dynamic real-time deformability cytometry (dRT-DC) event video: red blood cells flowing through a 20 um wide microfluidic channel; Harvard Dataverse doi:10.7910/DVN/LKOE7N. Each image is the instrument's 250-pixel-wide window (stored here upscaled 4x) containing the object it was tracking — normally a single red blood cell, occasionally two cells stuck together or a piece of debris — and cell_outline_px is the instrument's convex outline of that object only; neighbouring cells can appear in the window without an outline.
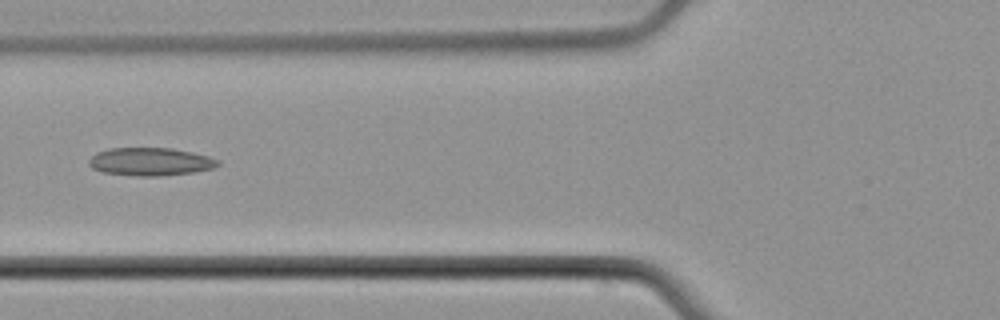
{"species": "common noctule bat (a hibernating species)", "species_latin": "Nyctalus noctula", "temperature_condition": "cold", "stored_images_in_passage": 3, "camera_frame_rate_fps": 3000, "um_per_image_px": 0.085, "animal": {"sex": "male", "body_mass_g": 21.5, "forearm_length_mm": 52.0}, "frame": {"image": 1, "passage_image": 3, "time_ms": 2.333, "image_size_px": [1000, 320], "cell_outline_px": [[220, 164], [216, 168], [192, 172], [160, 176], [136, 176], [100, 172], [92, 168], [88, 164], [88, 160], [96, 152], [108, 148], [172, 148], [192, 152], [208, 156], [220, 160]], "centroid_in_image_um": [12.77, 13.74], "position_along_channel_um": 113.0, "area_um2": 21.27}}